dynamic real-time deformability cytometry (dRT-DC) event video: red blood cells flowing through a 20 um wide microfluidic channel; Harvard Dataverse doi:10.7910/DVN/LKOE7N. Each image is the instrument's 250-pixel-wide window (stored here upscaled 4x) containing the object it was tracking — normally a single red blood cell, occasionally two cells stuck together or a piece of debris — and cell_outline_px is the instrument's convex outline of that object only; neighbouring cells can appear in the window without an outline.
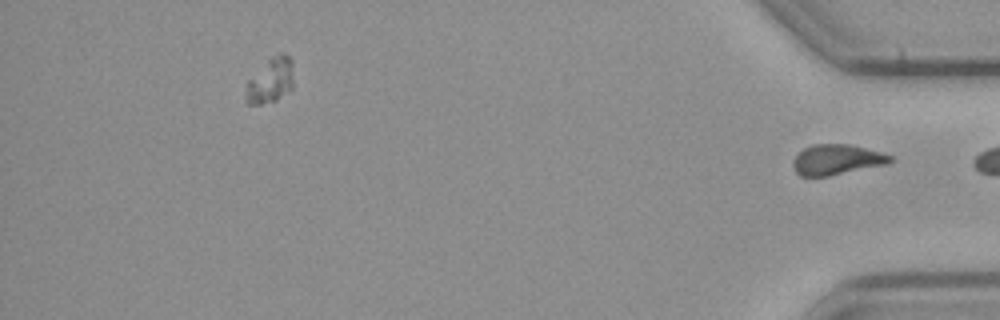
{"species": "common noctule bat (a hibernating species)", "species_latin": "Nyctalus noctula", "temperature_condition": "cold", "stored_images_in_passage": 41, "segment_of_instrument_passage": [2, 2], "camera_frame_rate_fps": 3000, "um_per_image_px": 0.085, "animal": {"sex": "male", "body_mass_g": 23.1, "forearm_length_mm": 52.7}, "frame": {"image": 1, "passage_image": 41, "time_ms": 13.333, "image_size_px": [1000, 320], "cell_outline_px": [[892, 160], [884, 164], [828, 176], [800, 176], [796, 172], [792, 164], [796, 156], [804, 148], [812, 144], [852, 144], [880, 152], [892, 156]], "centroid_in_image_um": [71.09, 13.55], "position_along_channel_um": 364.1, "area_um2": 16.88}}